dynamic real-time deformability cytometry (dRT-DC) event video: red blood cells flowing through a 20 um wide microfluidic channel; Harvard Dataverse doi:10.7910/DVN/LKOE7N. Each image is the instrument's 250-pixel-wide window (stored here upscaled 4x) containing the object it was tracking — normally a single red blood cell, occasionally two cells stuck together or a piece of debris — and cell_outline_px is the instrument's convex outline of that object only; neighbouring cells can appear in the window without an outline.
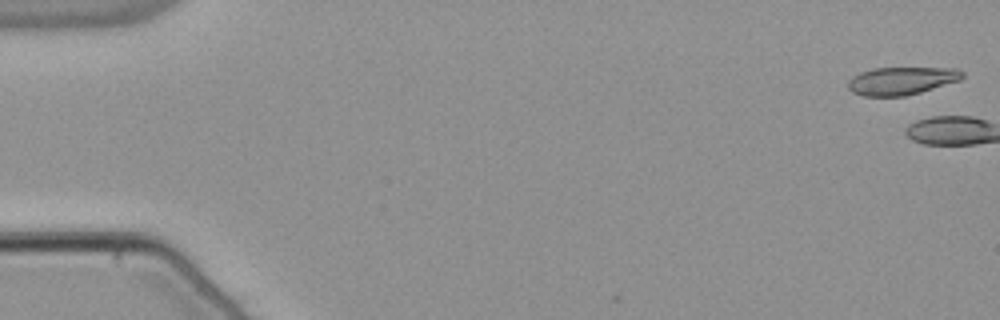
{"species": "common noctule bat (a hibernating species)", "species_latin": "Nyctalus noctula", "temperature_condition": "warm", "stored_images_in_passage": 2, "camera_frame_rate_fps": 3000, "um_per_image_px": 0.085, "animal": {"sex": "male", "body_mass_g": 21.5, "forearm_length_mm": 52.0}, "frame": {"image": 1, "passage_image": 1, "time_ms": 0.0, "image_size_px": [1000, 320], "cell_outline_px": [[964, 76], [960, 80], [920, 92], [904, 96], [864, 96], [852, 92], [848, 88], [848, 80], [852, 76], [860, 72], [872, 68], [956, 68], [964, 72]], "centroid_in_image_um": [76.61, 6.86], "position_along_channel_um": 8.4, "area_um2": 18.55}}